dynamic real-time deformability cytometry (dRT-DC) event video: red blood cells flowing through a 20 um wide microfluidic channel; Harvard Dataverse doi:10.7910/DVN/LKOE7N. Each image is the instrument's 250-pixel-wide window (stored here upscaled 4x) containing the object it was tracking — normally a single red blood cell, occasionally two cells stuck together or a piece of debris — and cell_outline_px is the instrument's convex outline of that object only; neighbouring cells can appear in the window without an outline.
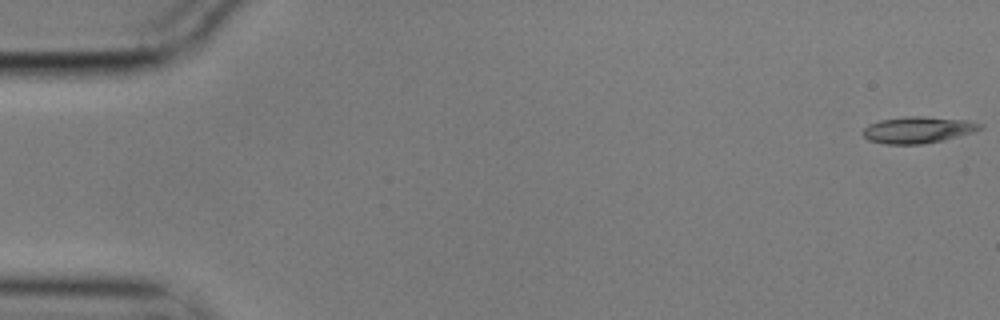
{"species": "common noctule bat (a hibernating species)", "species_latin": "Nyctalus noctula", "temperature_condition": "cold", "stored_images_in_passage": 57, "camera_frame_rate_fps": 3000, "um_per_image_px": 0.085, "animal": {"sex": "male", "body_mass_g": 17.9}, "frame": {"image": 1, "passage_image": 1, "time_ms": 0.0, "image_size_px": [1000, 320], "cell_outline_px": [[984, 128], [972, 132], [944, 140], [924, 144], [884, 144], [868, 140], [860, 132], [868, 124], [880, 120], [904, 116], [924, 116], [964, 120], [984, 124]], "centroid_in_image_um": [77.99, 11.04], "position_along_channel_um": 7.0, "area_um2": 18.26}}
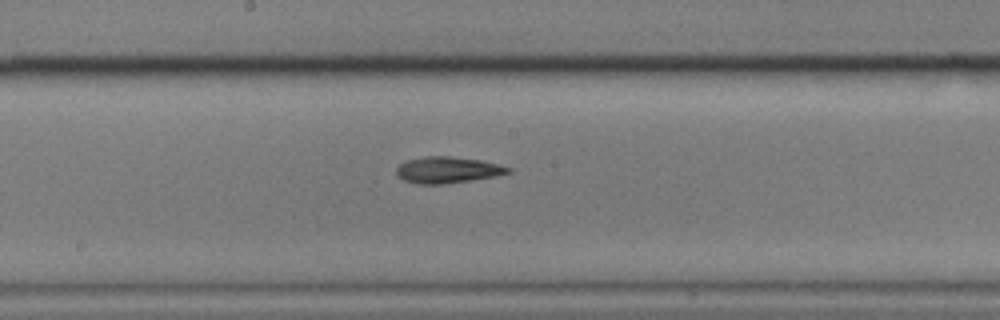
{"frame": {"image": 2, "passage_image": 30, "time_ms": 9.667, "image_size_px": [1000, 320], "cell_outline_px": [[512, 172], [496, 176], [444, 184], [416, 184], [404, 180], [396, 176], [396, 168], [400, 164], [408, 160], [424, 156], [448, 156], [480, 160], [500, 164], [512, 168]], "centroid_in_image_um": [38.05, 14.45], "position_along_channel_um": 210.2, "area_um2": 17.22}}
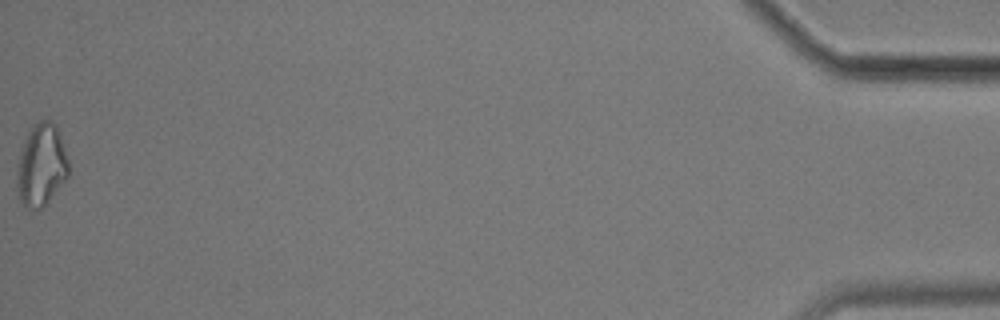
{"frame": {"image": 3, "passage_image": 57, "time_ms": 18.667, "image_size_px": [1000, 320], "cell_outline_px": [[68, 176], [48, 200], [40, 208], [28, 208], [20, 200], [16, 184], [16, 180], [20, 148], [32, 124], [40, 120], [52, 120], [56, 124], [60, 132], [68, 160]], "centroid_in_image_um": [3.5, 13.96], "position_along_channel_um": 431.7, "area_um2": 24.68}, "authors_computed_cell_mechanics": {"area_um2": 17.2822, "velocity_mm_per_s": 3.5368, "shape_relaxation_time_tau1_ms": 8.8717, "shape_relaxation_time_tau2_ms": null, "deformation_change_tau1": 0.1829, "deformation_change_tau2": null}}